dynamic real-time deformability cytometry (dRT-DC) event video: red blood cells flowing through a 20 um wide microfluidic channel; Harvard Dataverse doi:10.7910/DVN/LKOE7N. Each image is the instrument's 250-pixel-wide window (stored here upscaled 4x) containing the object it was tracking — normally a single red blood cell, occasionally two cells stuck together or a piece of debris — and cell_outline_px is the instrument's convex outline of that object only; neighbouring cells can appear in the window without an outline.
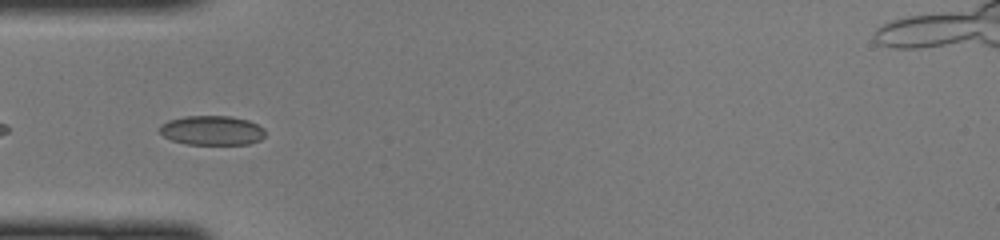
{"species": "common noctule bat (a hibernating species)", "species_latin": "Nyctalus noctula", "temperature_condition": "cold", "stored_images_in_passage": 20, "camera_frame_rate_fps": 3000, "um_per_image_px": 0.085, "animal": {"sex": "female", "body_mass_g": 22.0, "forearm_length_mm": 56.7}, "frame": {"image": 1, "passage_image": 15, "time_ms": 4.667, "image_size_px": [1000, 240], "cell_outline_px": [[264, 136], [260, 140], [248, 144], [188, 144], [172, 140], [164, 136], [160, 132], [160, 124], [168, 120], [184, 116], [232, 116], [248, 120], [264, 128]], "centroid_in_image_um": [18.01, 11.07], "position_along_channel_um": 67.0, "area_um2": 18.09}}
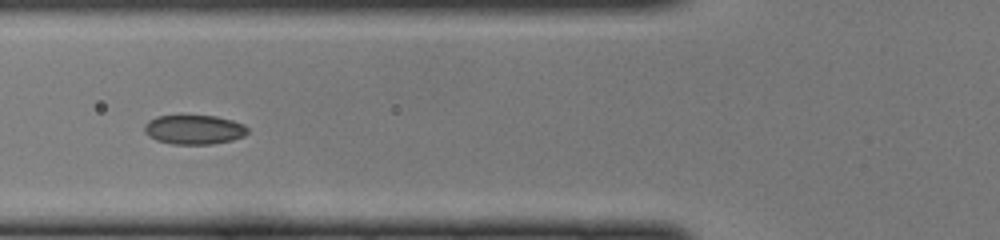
{"frame": {"image": 2, "passage_image": 18, "time_ms": 5.667, "image_size_px": [1000, 240], "cell_outline_px": [[248, 132], [244, 136], [232, 140], [212, 144], [172, 144], [156, 140], [148, 136], [144, 132], [144, 124], [148, 120], [156, 116], [216, 116], [232, 120], [244, 124], [248, 128]], "centroid_in_image_um": [16.48, 11.02], "position_along_channel_um": 109.3, "area_um2": 17.74}}